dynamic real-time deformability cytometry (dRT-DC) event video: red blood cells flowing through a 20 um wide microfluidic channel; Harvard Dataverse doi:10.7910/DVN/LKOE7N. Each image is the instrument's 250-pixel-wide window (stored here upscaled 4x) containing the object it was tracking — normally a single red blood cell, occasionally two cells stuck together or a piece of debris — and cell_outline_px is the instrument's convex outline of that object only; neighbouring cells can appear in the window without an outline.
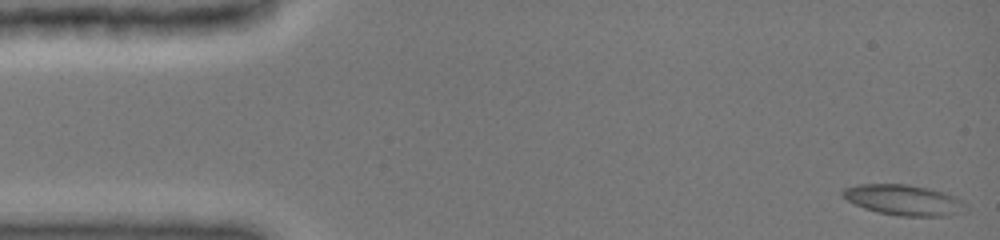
{"species": "common noctule bat (a hibernating species)", "species_latin": "Nyctalus noctula", "temperature_condition": "cold", "stored_images_in_passage": 37, "camera_frame_rate_fps": 3000, "um_per_image_px": 0.085, "animal": {"sex": "female", "body_mass_g": 19.0, "forearm_length_mm": 51.5}, "frame": {"image": 1, "passage_image": 1, "time_ms": 0.0, "image_size_px": [1000, 240], "cell_outline_px": [[968, 212], [948, 216], [900, 216], [876, 212], [864, 208], [848, 200], [840, 192], [844, 188], [860, 184], [908, 184], [928, 188], [944, 192], [968, 204]], "centroid_in_image_um": [76.88, 17.01], "position_along_channel_um": 8.1, "area_um2": 22.08}}
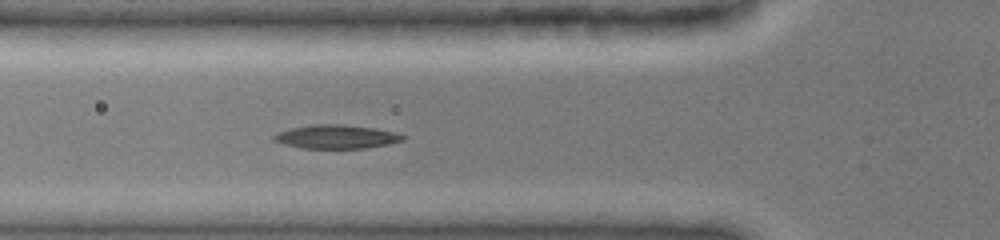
{"frame": {"image": 2, "passage_image": 27, "time_ms": 5.333, "image_size_px": [1000, 240], "cell_outline_px": [[404, 140], [388, 144], [364, 148], [304, 148], [284, 144], [272, 140], [272, 136], [276, 132], [292, 128], [312, 124], [344, 124], [372, 128], [392, 132], [404, 136]], "centroid_in_image_um": [28.52, 11.62], "position_along_channel_um": 97.3, "area_um2": 17.63}}
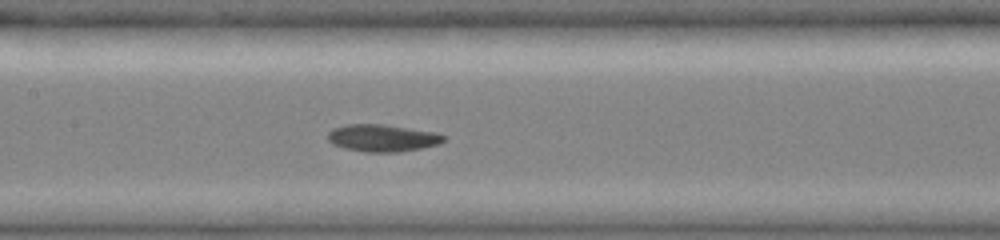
{"frame": {"image": 3, "passage_image": 36, "time_ms": 7.333, "image_size_px": [1000, 240], "cell_outline_px": [[444, 140], [440, 144], [400, 152], [364, 152], [344, 148], [332, 144], [328, 140], [328, 132], [332, 128], [348, 124], [384, 124], [436, 132], [444, 136]], "centroid_in_image_um": [32.48, 11.73], "position_along_channel_um": 174.9, "area_um2": 18.44}}